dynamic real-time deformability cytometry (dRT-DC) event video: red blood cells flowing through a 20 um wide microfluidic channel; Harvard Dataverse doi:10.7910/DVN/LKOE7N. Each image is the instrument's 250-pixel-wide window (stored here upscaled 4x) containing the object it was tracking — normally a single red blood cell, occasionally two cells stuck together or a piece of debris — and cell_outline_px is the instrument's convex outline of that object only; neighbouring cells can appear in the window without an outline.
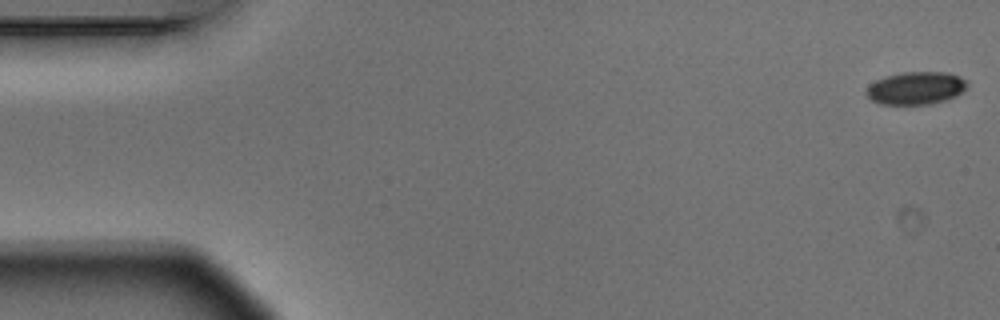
{"species": "Egyptian fruit bat (a non-hibernating species)", "species_latin": "Rousettus aegyptiacus", "temperature_condition": "warm", "stored_images_in_passage": 5, "camera_frame_rate_fps": 3000, "um_per_image_px": 0.085, "animal": {"sex": "male"}, "frame": {"image": 1, "passage_image": 1, "time_ms": 0.0, "image_size_px": [1000, 320], "cell_outline_px": [[968, 84], [956, 96], [944, 100], [928, 104], [880, 104], [872, 100], [864, 92], [868, 84], [876, 80], [888, 76], [904, 72], [944, 72], [960, 76]], "centroid_in_image_um": [77.81, 7.49], "position_along_channel_um": 7.2, "area_um2": 19.02}}
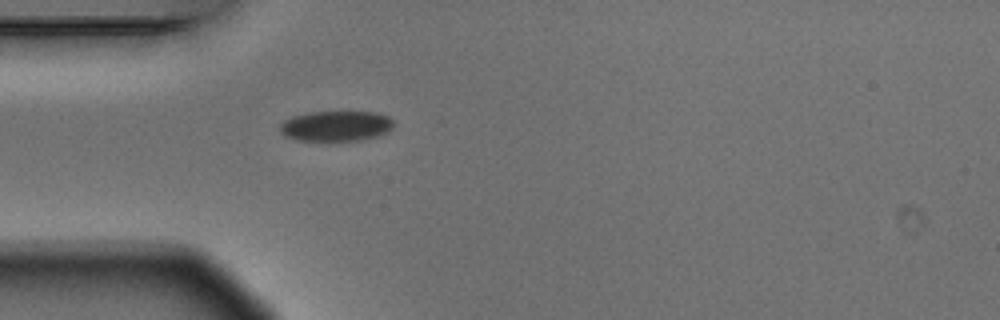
{"frame": {"image": 2, "passage_image": 5, "time_ms": 1.333, "image_size_px": [1000, 320], "cell_outline_px": [[392, 128], [388, 132], [380, 136], [360, 140], [296, 140], [284, 136], [280, 132], [280, 124], [284, 120], [292, 116], [308, 112], [376, 112], [388, 116], [392, 120]], "centroid_in_image_um": [28.55, 10.71], "position_along_channel_um": 56.4, "area_um2": 20.17}}